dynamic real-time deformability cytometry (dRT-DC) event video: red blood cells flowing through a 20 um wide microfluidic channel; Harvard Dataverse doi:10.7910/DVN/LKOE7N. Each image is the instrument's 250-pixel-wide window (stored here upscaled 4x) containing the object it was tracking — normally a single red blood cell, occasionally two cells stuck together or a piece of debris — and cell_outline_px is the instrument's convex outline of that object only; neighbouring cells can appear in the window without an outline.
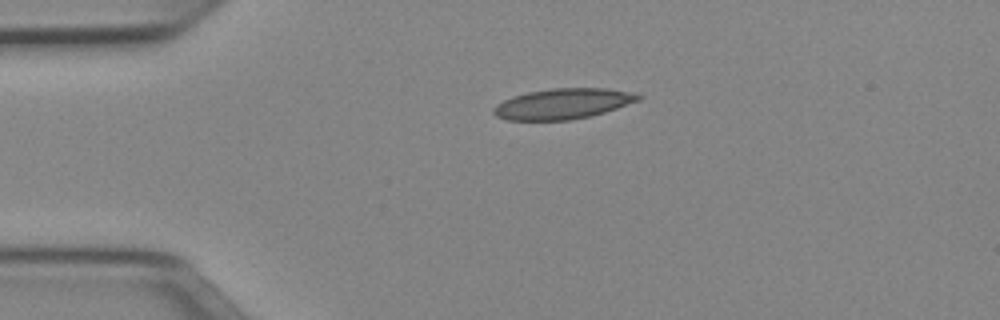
{"species": "Egyptian fruit bat (a non-hibernating species)", "species_latin": "Rousettus aegyptiacus", "temperature_condition": "cold", "stored_images_in_passage": 3, "camera_frame_rate_fps": 3000, "um_per_image_px": 0.085, "animal": {"sex": "female"}, "frame": {"image": 1, "passage_image": 2, "time_ms": 0.333, "image_size_px": [1000, 320], "cell_outline_px": [[628, 100], [620, 104], [596, 112], [580, 116], [548, 120], [524, 120], [544, 92], [616, 92]], "centroid_in_image_um": [48.66, 8.88], "position_along_channel_um": 36.3, "area_um2": 14.39}}